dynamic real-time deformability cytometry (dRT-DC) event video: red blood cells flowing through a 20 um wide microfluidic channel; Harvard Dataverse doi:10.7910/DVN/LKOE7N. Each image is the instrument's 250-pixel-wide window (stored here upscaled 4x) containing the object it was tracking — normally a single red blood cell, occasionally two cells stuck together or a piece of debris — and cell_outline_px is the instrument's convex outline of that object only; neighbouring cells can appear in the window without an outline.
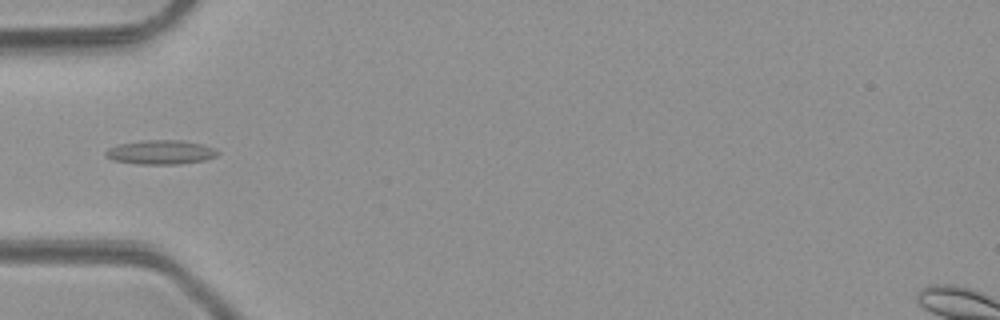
{"species": "common noctule bat (a hibernating species)", "species_latin": "Nyctalus noctula", "temperature_condition": "room temperature", "stored_images_in_passage": 7, "camera_frame_rate_fps": 3000, "um_per_image_px": 0.085, "animal": {"sex": "male", "body_mass_g": 23.1, "forearm_length_mm": 52.7}, "frame": {"image": 1, "passage_image": 5, "time_ms": 4.667, "image_size_px": [1000, 320], "cell_outline_px": [[220, 152], [216, 156], [204, 160], [180, 164], [136, 164], [112, 160], [104, 156], [104, 152], [108, 148], [120, 144], [140, 140], [184, 140], [204, 144]], "centroid_in_image_um": [13.63, 12.93], "position_along_channel_um": 71.4, "area_um2": 15.95}}
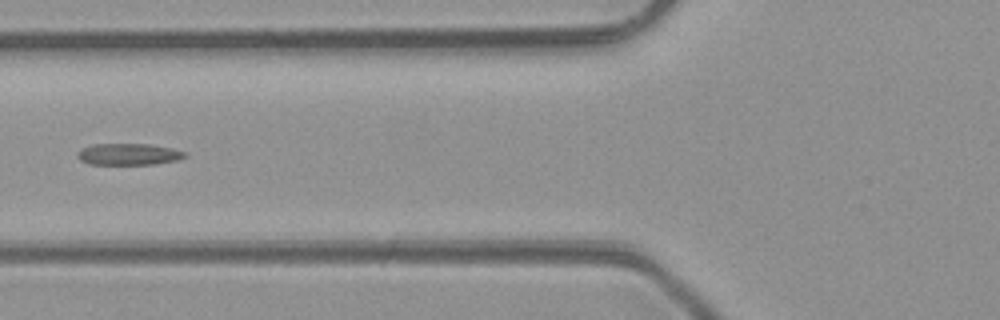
{"frame": {"image": 2, "passage_image": 6, "time_ms": 5.667, "image_size_px": [1000, 320], "cell_outline_px": [[188, 156], [176, 160], [152, 164], [88, 164], [80, 160], [76, 156], [76, 152], [80, 148], [92, 144], [148, 144], [172, 148], [188, 152]], "centroid_in_image_um": [10.9, 13.1], "position_along_channel_um": 114.9, "area_um2": 13.64}}
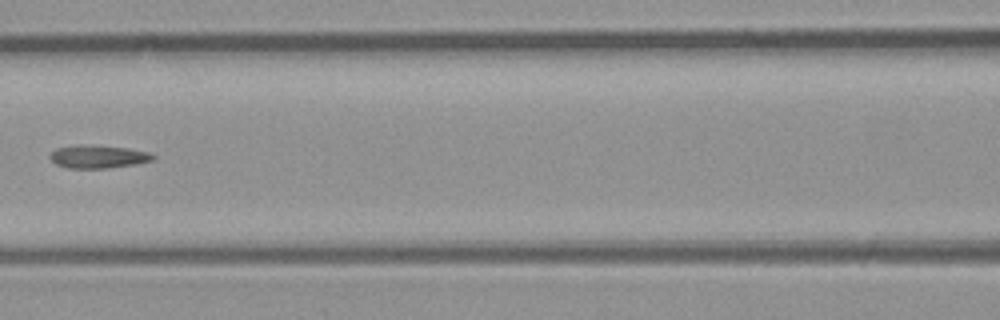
{"frame": {"image": 3, "passage_image": 7, "time_ms": 6.667, "image_size_px": [1000, 320], "cell_outline_px": [[156, 156], [152, 160], [136, 164], [108, 168], [68, 168], [56, 164], [48, 156], [56, 148], [128, 148], [148, 152]], "centroid_in_image_um": [8.4, 13.38], "position_along_channel_um": 158.2, "area_um2": 12.72}}